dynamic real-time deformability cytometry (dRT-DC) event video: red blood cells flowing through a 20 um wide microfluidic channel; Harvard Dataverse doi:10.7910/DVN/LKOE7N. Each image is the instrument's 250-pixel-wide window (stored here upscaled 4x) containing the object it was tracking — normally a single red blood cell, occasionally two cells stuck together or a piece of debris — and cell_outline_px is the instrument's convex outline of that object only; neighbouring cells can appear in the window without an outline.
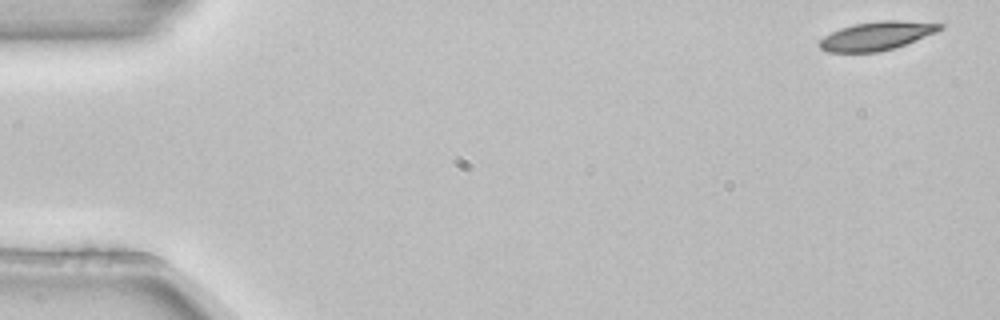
{"species": "common noctule bat (a hibernating species)", "species_latin": "Nyctalus noctula", "temperature_condition": "room temperature", "stored_images_in_passage": 4, "camera_frame_rate_fps": 3000, "um_per_image_px": 0.085, "animal": {"sex": "female", "body_mass_g": 22.7, "forearm_length_mm": 54.2}, "frame": {"image": 1, "passage_image": 1, "time_ms": 0.0, "image_size_px": [1000, 320], "cell_outline_px": [[944, 28], [936, 32], [896, 48], [880, 52], [828, 52], [820, 48], [816, 44], [824, 36], [840, 28], [852, 24], [880, 20], [900, 20], [944, 24]], "centroid_in_image_um": [74.51, 3.05], "position_along_channel_um": 10.5, "area_um2": 20.23}}
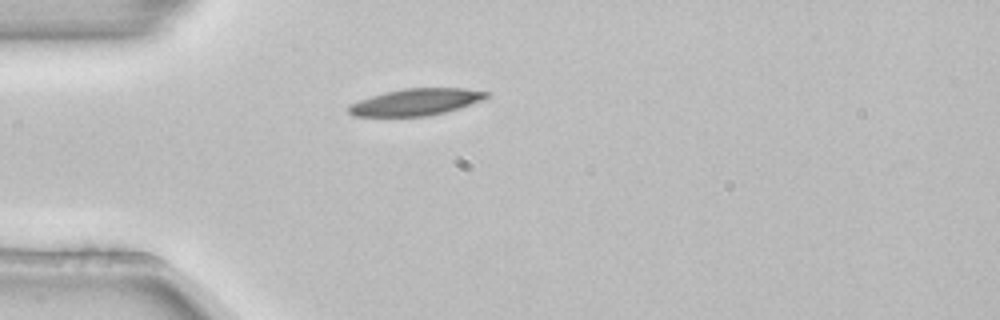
{"frame": {"image": 2, "passage_image": 4, "time_ms": 1.0, "image_size_px": [1000, 320], "cell_outline_px": [[492, 92], [488, 96], [480, 100], [460, 108], [428, 116], [352, 116], [348, 112], [348, 108], [352, 104], [360, 100], [384, 92], [404, 88], [464, 88]], "centroid_in_image_um": [35.37, 8.66], "position_along_channel_um": 49.6, "area_um2": 21.33}}